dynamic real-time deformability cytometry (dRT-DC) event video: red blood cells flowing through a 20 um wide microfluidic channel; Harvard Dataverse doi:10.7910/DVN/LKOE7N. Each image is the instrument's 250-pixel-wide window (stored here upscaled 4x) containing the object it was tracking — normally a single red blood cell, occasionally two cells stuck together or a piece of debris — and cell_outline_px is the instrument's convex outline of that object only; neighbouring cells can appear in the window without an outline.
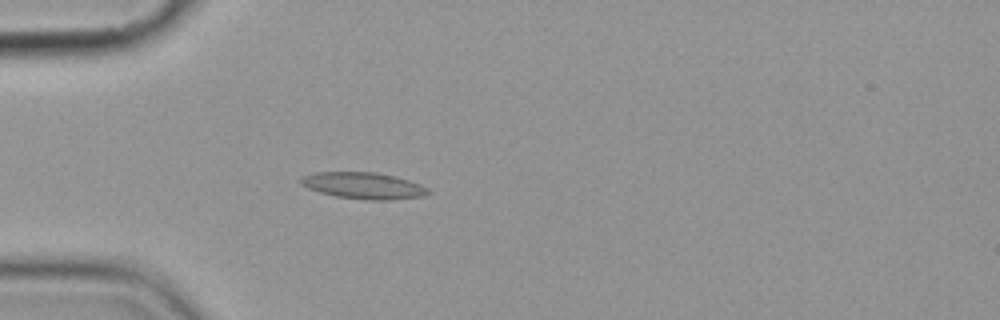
{"species": "common noctule bat (a hibernating species)", "species_latin": "Nyctalus noctula", "temperature_condition": "cold", "stored_images_in_passage": 4, "camera_frame_rate_fps": 3000, "um_per_image_px": 0.085, "animal": {"sex": "female", "body_mass_g": 19.9}, "frame": {"image": 1, "passage_image": 4, "time_ms": 4.333, "image_size_px": [1000, 320], "cell_outline_px": [[432, 192], [424, 196], [392, 200], [368, 200], [336, 196], [320, 192], [308, 188], [300, 184], [300, 176], [316, 172], [376, 172], [396, 176], [420, 184], [428, 188]], "centroid_in_image_um": [30.91, 15.77], "position_along_channel_um": 54.1, "area_um2": 19.83}}